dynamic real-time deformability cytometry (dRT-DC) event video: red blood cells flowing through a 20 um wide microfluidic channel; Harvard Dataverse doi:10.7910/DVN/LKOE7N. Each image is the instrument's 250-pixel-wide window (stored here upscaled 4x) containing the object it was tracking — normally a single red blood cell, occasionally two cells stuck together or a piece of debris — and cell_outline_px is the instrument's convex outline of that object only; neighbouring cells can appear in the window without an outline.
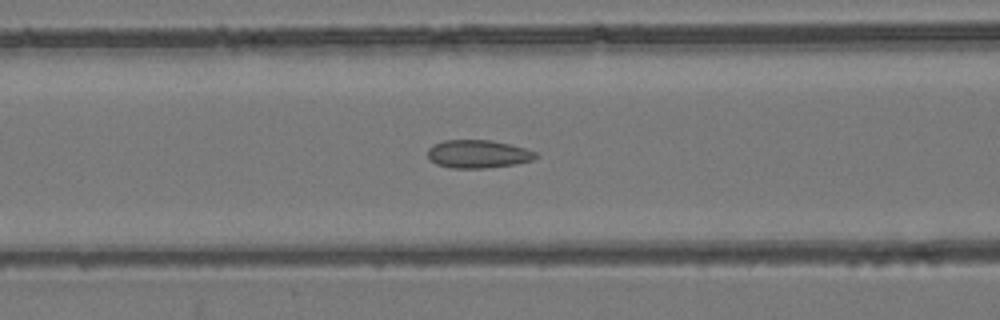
{"species": "common noctule bat (a hibernating species)", "species_latin": "Nyctalus noctula", "temperature_condition": "room temperature", "stored_images_in_passage": 53, "camera_frame_rate_fps": 3000, "um_per_image_px": 0.085, "animal": {"sex": "female", "body_mass_g": 24.6, "forearm_length_mm": 56.2}, "frame": {"image": 1, "passage_image": 22, "time_ms": 7.0, "image_size_px": [1000, 320], "cell_outline_px": [[540, 156], [532, 160], [516, 164], [484, 168], [452, 168], [436, 164], [428, 160], [428, 148], [432, 144], [444, 140], [492, 140], [524, 148], [536, 152]], "centroid_in_image_um": [40.61, 13.09], "position_along_channel_um": 126.0, "area_um2": 17.8}}
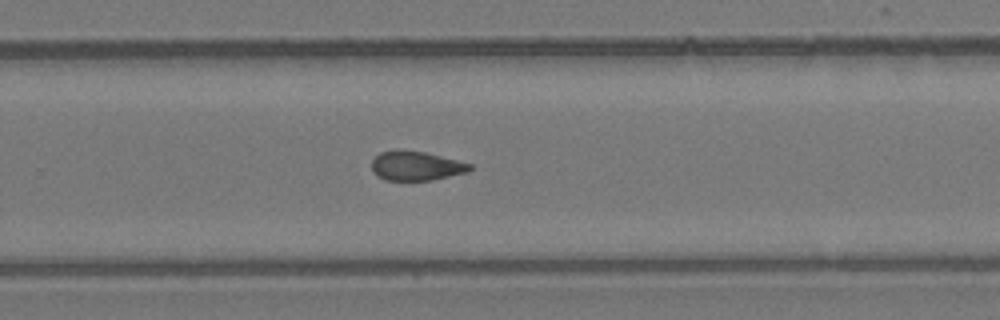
{"frame": {"image": 2, "passage_image": 35, "time_ms": 11.333, "image_size_px": [1000, 320], "cell_outline_px": [[472, 168], [468, 172], [432, 180], [384, 180], [372, 168], [372, 160], [380, 152], [396, 148], [400, 148], [424, 152], [472, 164]], "centroid_in_image_um": [35.36, 14.08], "position_along_channel_um": 294.4, "area_um2": 16.76}}
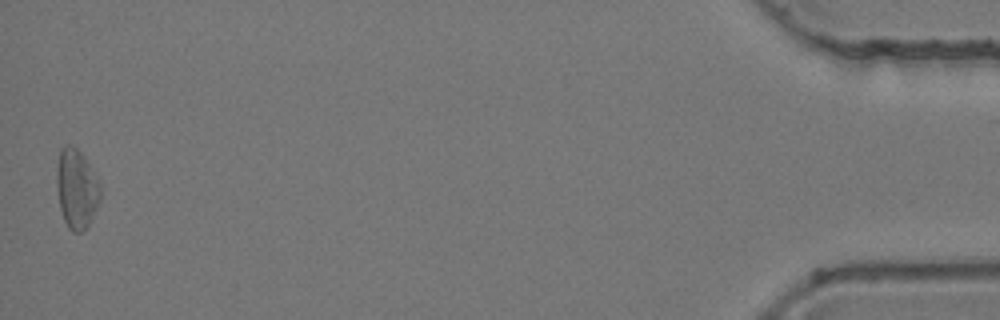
{"frame": {"image": 3, "passage_image": 53, "time_ms": 17.333, "image_size_px": [1000, 320], "cell_outline_px": [[100, 200], [88, 224], [80, 232], [72, 232], [68, 228], [64, 220], [60, 208], [56, 184], [56, 172], [60, 148], [64, 144], [72, 144], [80, 152], [96, 176], [100, 184]], "centroid_in_image_um": [6.48, 16.02], "position_along_channel_um": 428.7, "area_um2": 20.06}, "authors_computed_cell_mechanics": {"area_um2": 18.2648, "velocity_mm_per_s": 3.8922, "shape_relaxation_time_tau1_ms": null, "shape_relaxation_time_tau2_ms": 2.2505, "deformation_change_tau1": null, "deformation_change_tau2": 0.0948}}